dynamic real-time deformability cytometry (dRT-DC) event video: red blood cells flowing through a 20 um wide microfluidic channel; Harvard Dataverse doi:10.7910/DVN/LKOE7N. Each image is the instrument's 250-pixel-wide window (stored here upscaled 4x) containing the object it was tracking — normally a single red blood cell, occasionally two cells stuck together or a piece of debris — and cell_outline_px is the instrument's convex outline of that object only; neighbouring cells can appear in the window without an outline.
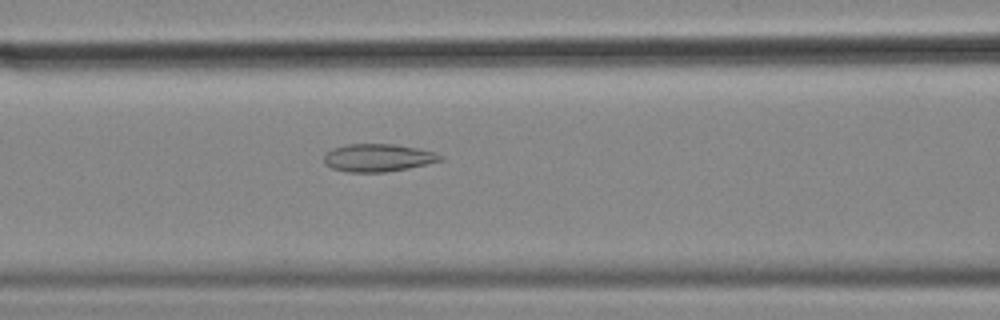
{"species": "common noctule bat (a hibernating species)", "species_latin": "Nyctalus noctula", "temperature_condition": "cold", "stored_images_in_passage": 38, "camera_frame_rate_fps": 3000, "um_per_image_px": 0.085, "animal": {"sex": "female", "body_mass_g": 18.4}, "frame": {"image": 1, "passage_image": 7, "time_ms": 2.0, "image_size_px": [1000, 320], "cell_outline_px": [[444, 160], [408, 168], [384, 172], [348, 172], [332, 168], [324, 160], [324, 156], [332, 148], [348, 144], [396, 144], [420, 148], [436, 152], [444, 156]], "centroid_in_image_um": [32.2, 13.4], "position_along_channel_um": 134.4, "area_um2": 18.84}}
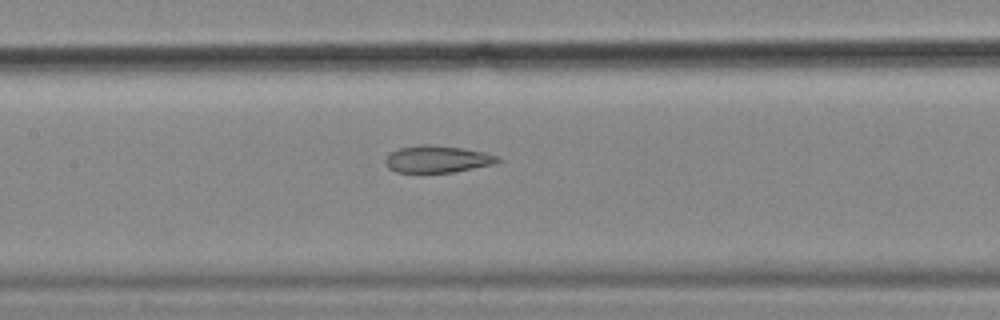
{"frame": {"image": 2, "passage_image": 10, "time_ms": 3.0, "image_size_px": [1000, 320], "cell_outline_px": [[504, 160], [492, 164], [456, 172], [396, 172], [388, 168], [384, 164], [384, 160], [392, 152], [400, 148], [420, 144], [432, 144], [464, 148], [484, 152], [500, 156]], "centroid_in_image_um": [37.2, 13.52], "position_along_channel_um": 170.2, "area_um2": 17.86}}
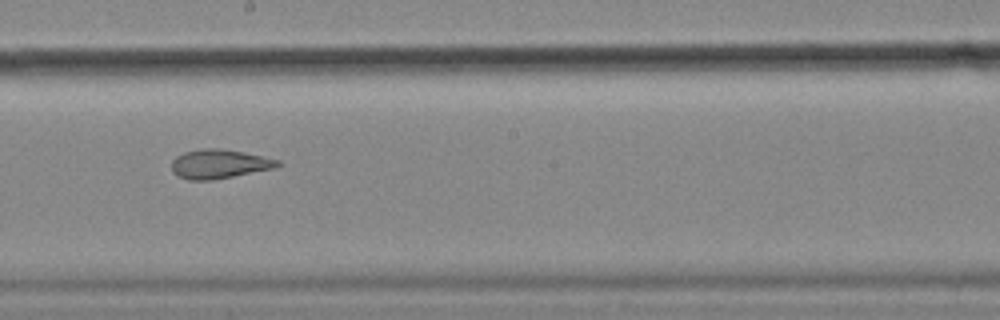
{"frame": {"image": 3, "passage_image": 15, "time_ms": 4.667, "image_size_px": [1000, 320], "cell_outline_px": [[284, 164], [276, 168], [212, 180], [188, 180], [176, 176], [172, 172], [172, 160], [176, 156], [184, 152], [204, 148], [220, 148], [244, 152], [280, 160]], "centroid_in_image_um": [18.65, 13.94], "position_along_channel_um": 229.6, "area_um2": 18.21}, "authors_computed_cell_mechanics": {"area_um2": 17.629, "velocity_mm_per_s": 3.5848, "shape_relaxation_time_tau1_ms": null, "shape_relaxation_time_tau2_ms": 2.3754, "deformation_change_tau1": null, "deformation_change_tau2": 0.1141}}